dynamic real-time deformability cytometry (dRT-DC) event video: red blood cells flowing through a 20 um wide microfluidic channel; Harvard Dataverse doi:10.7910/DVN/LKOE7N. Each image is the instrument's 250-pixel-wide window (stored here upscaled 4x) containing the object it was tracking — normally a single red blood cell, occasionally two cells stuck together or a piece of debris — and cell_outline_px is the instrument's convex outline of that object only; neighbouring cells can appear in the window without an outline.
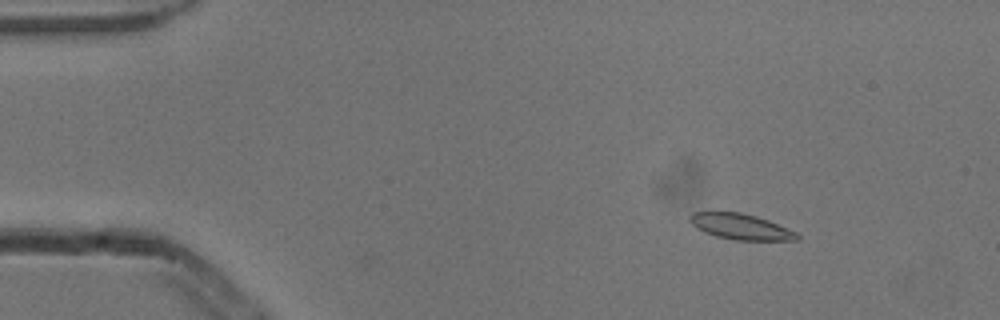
{"species": "common noctule bat (a hibernating species)", "species_latin": "Nyctalus noctula", "temperature_condition": "cold", "stored_images_in_passage": 45, "camera_frame_rate_fps": 3000, "um_per_image_px": 0.085, "animal": {"sex": "male", "body_mass_g": 13.3}, "frame": {"image": 1, "passage_image": 8, "time_ms": 2.333, "image_size_px": [1000, 320], "cell_outline_px": [[800, 240], [736, 240], [716, 236], [704, 232], [696, 228], [688, 220], [688, 216], [692, 212], [740, 212], [756, 216], [768, 220], [796, 232], [800, 236]], "centroid_in_image_um": [62.94, 19.26], "position_along_channel_um": 22.1, "area_um2": 16.07}}
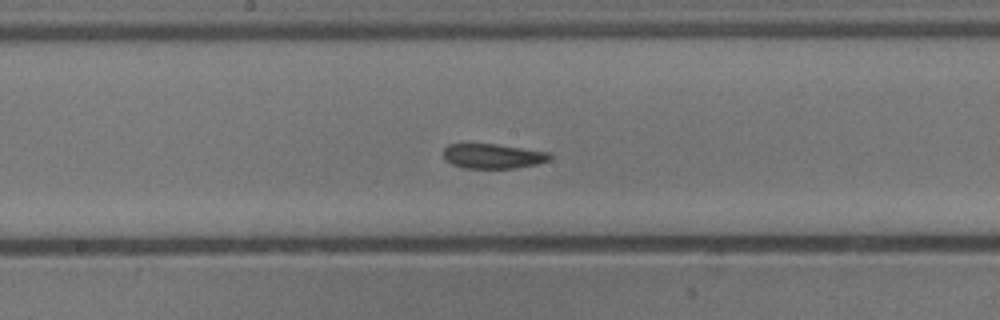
{"frame": {"image": 2, "passage_image": 29, "time_ms": 9.333, "image_size_px": [1000, 320], "cell_outline_px": [[552, 156], [548, 160], [536, 164], [512, 168], [464, 168], [452, 164], [444, 160], [444, 148], [448, 144], [496, 144], [548, 152]], "centroid_in_image_um": [41.85, 13.27], "position_along_channel_um": 206.3, "area_um2": 15.2}}
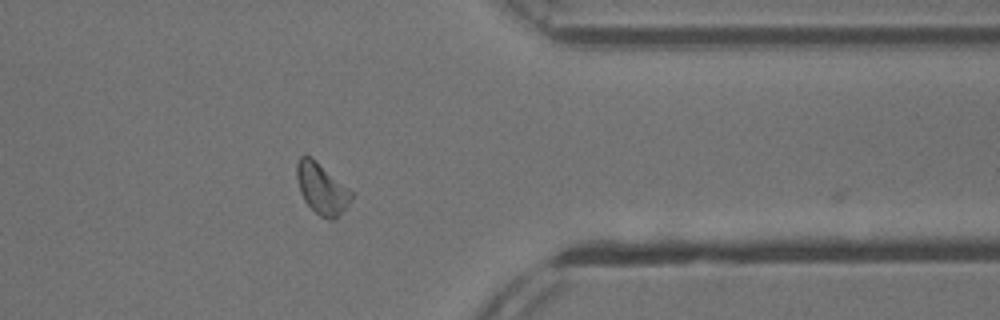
{"frame": {"image": 3, "passage_image": 44, "time_ms": 14.333, "image_size_px": [1000, 320], "cell_outline_px": [[352, 196], [348, 204], [336, 220], [328, 220], [320, 216], [304, 200], [300, 192], [296, 180], [296, 164], [300, 156], [312, 156], [348, 188], [352, 192]], "centroid_in_image_um": [27.32, 16.03], "position_along_channel_um": 384.1, "area_um2": 16.18}}